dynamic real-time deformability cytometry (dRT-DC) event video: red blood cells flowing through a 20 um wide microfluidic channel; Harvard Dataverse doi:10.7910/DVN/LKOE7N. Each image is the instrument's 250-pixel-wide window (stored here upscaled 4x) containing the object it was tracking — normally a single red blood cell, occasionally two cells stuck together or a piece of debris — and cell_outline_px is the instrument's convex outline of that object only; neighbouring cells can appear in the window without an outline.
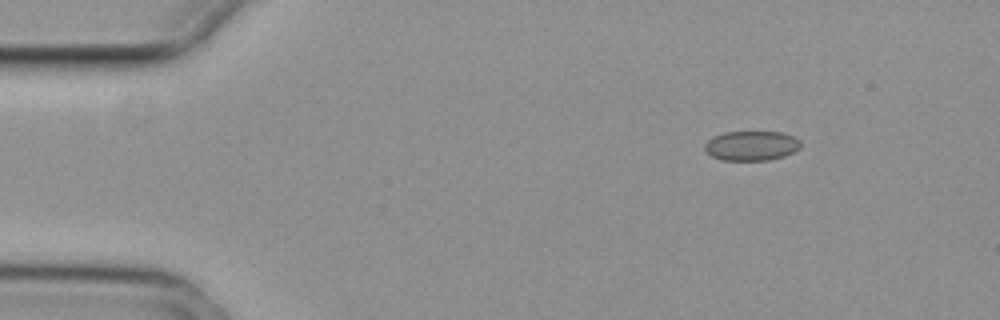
{"species": "common noctule bat (a hibernating species)", "species_latin": "Nyctalus noctula", "temperature_condition": "cold", "stored_images_in_passage": 6, "camera_frame_rate_fps": 3000, "um_per_image_px": 0.085, "animal": {"sex": "female", "body_mass_g": 29.2, "forearm_length_mm": 56.3}, "frame": {"image": 1, "passage_image": 1, "time_ms": 0.0, "image_size_px": [1000, 320], "cell_outline_px": [[800, 148], [784, 156], [768, 160], [724, 160], [712, 156], [704, 148], [704, 144], [708, 140], [724, 132], [780, 132], [792, 136], [800, 140]], "centroid_in_image_um": [63.88, 12.39], "position_along_channel_um": 21.1, "area_um2": 16.36}}
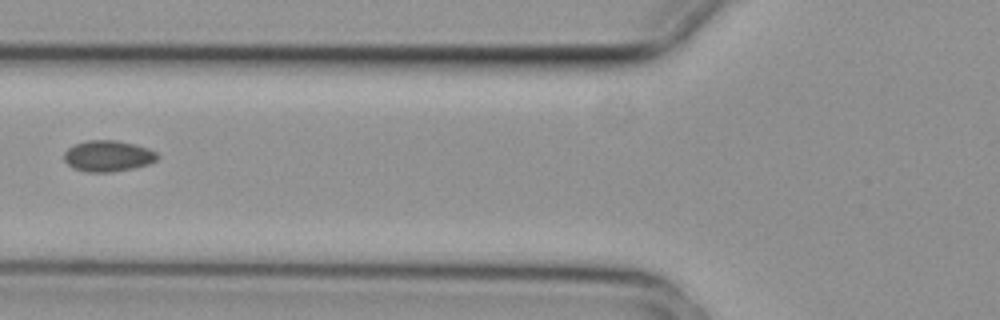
{"frame": {"image": 2, "passage_image": 5, "time_ms": 1.333, "image_size_px": [1000, 320], "cell_outline_px": [[160, 156], [156, 160], [148, 164], [132, 168], [112, 172], [84, 172], [72, 168], [64, 160], [64, 152], [68, 148], [76, 144], [88, 140], [116, 140], [136, 144], [148, 148], [156, 152]], "centroid_in_image_um": [9.18, 13.26], "position_along_channel_um": 116.6, "area_um2": 16.99}}
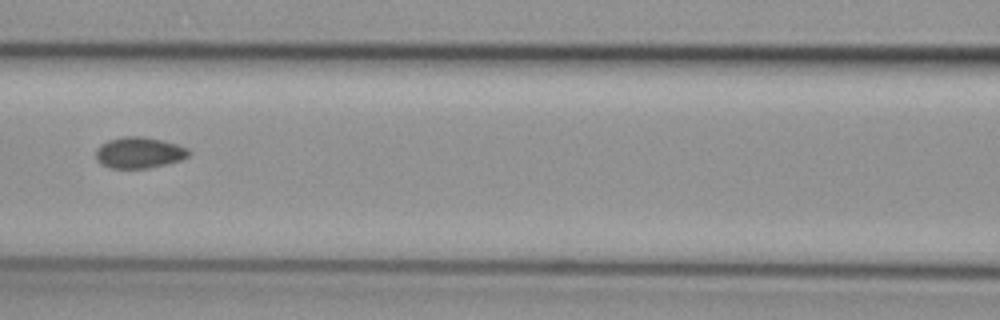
{"frame": {"image": 3, "passage_image": 6, "time_ms": 1.667, "image_size_px": [1000, 320], "cell_outline_px": [[192, 152], [188, 156], [180, 160], [148, 168], [112, 168], [96, 160], [96, 148], [100, 144], [108, 140], [124, 136], [140, 136], [160, 140], [176, 144], [188, 148]], "centroid_in_image_um": [11.82, 12.97], "position_along_channel_um": 154.8, "area_um2": 16.7}}